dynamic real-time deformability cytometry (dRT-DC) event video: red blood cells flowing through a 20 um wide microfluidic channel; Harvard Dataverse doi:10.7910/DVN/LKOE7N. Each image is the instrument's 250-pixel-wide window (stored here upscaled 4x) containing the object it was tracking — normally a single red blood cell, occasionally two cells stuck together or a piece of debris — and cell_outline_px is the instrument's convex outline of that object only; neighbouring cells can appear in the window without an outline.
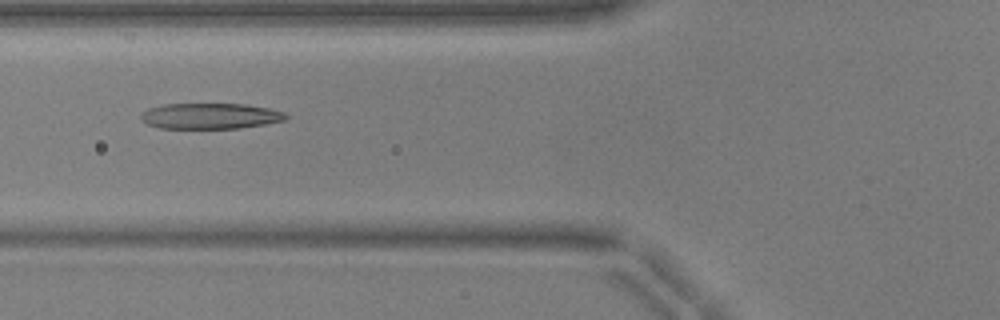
{"species": "common noctule bat (a hibernating species)", "species_latin": "Nyctalus noctula", "temperature_condition": "warm", "stored_images_in_passage": 35, "camera_frame_rate_fps": 3000, "um_per_image_px": 0.085, "animal": {"sex": "male", "body_mass_g": 17.9, "forearm_length_mm": 54.2}, "frame": {"image": 1, "passage_image": 4, "time_ms": 1.0, "image_size_px": [1000, 320], "cell_outline_px": [[288, 120], [240, 128], [160, 128], [148, 124], [140, 120], [140, 116], [148, 108], [164, 104], [248, 104], [268, 108], [284, 112], [288, 116]], "centroid_in_image_um": [17.89, 9.86], "position_along_channel_um": 107.9, "area_um2": 21.79}}
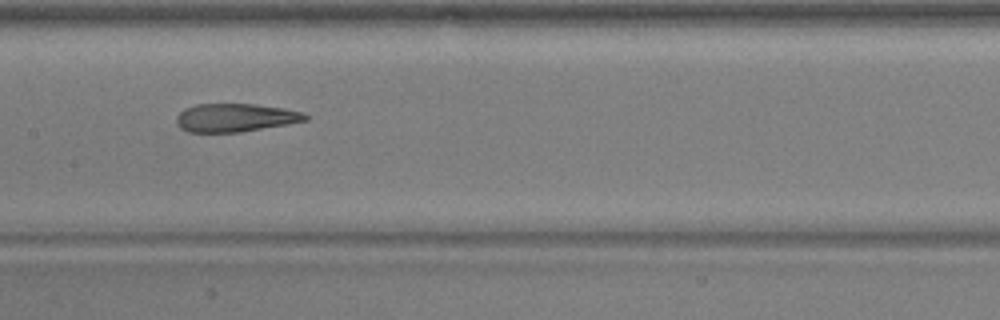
{"frame": {"image": 2, "passage_image": 10, "time_ms": 3.0, "image_size_px": [1000, 320], "cell_outline_px": [[308, 120], [288, 124], [240, 132], [188, 132], [180, 128], [176, 124], [176, 116], [184, 108], [196, 104], [256, 104], [284, 108], [304, 112], [308, 116]], "centroid_in_image_um": [19.99, 10.0], "position_along_channel_um": 187.4, "area_um2": 21.39}}
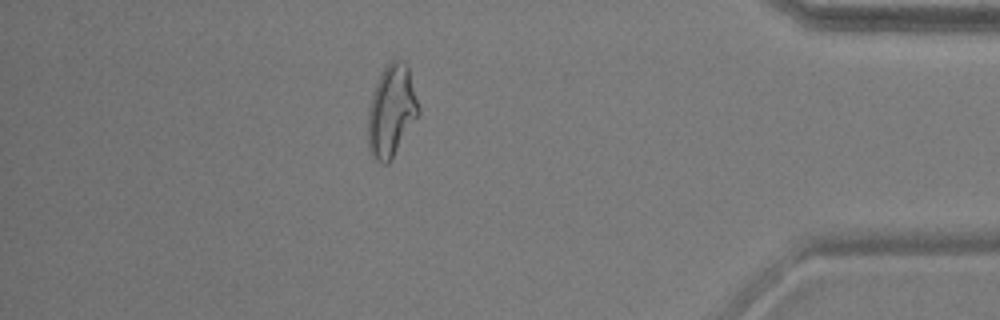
{"frame": {"image": 3, "passage_image": 29, "time_ms": 9.333, "image_size_px": [1000, 320], "cell_outline_px": [[420, 112], [388, 164], [384, 164], [376, 160], [372, 156], [368, 148], [368, 108], [372, 92], [384, 68], [392, 60], [404, 60], [408, 64], [420, 108]], "centroid_in_image_um": [33.27, 9.41], "position_along_channel_um": 401.9, "area_um2": 26.99}, "authors_computed_cell_mechanics": {"area_um2": 22.253, "velocity_mm_per_s": 3.9506, "shape_relaxation_time_tau1_ms": 10.6341, "shape_relaxation_time_tau2_ms": 1.0427, "deformation_change_tau1": 0.3428, "deformation_change_tau2": 0.1106}}